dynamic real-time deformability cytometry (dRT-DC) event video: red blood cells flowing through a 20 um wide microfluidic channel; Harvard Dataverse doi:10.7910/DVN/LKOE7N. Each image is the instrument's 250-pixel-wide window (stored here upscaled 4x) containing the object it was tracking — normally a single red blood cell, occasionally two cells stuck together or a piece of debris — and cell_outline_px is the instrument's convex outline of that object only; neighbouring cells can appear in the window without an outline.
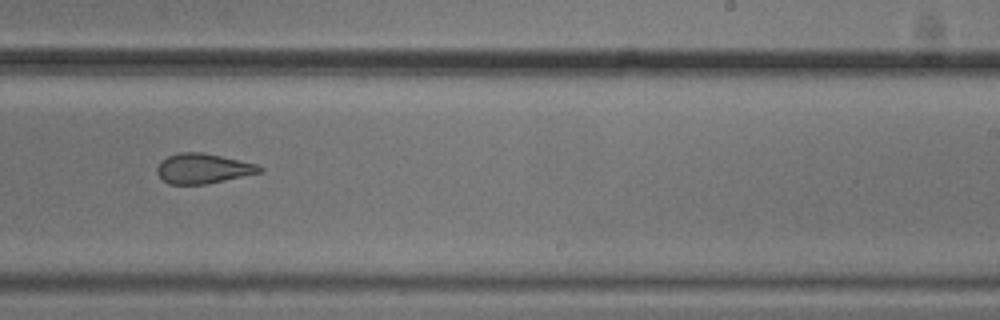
{"species": "common noctule bat (a hibernating species)", "species_latin": "Nyctalus noctula", "temperature_condition": "cold", "stored_images_in_passage": 14, "camera_frame_rate_fps": 3000, "um_per_image_px": 0.085, "animal": {"sex": "male", "body_mass_g": 20.5, "forearm_length_mm": 52.5}, "frame": {"image": 1, "passage_image": 9, "time_ms": 2.667, "image_size_px": [1000, 320], "cell_outline_px": [[264, 172], [204, 184], [168, 184], [156, 172], [156, 168], [160, 160], [168, 156], [180, 152], [200, 152], [220, 156], [256, 164], [264, 168]], "centroid_in_image_um": [17.24, 14.32], "position_along_channel_um": 271.8, "area_um2": 17.8}}